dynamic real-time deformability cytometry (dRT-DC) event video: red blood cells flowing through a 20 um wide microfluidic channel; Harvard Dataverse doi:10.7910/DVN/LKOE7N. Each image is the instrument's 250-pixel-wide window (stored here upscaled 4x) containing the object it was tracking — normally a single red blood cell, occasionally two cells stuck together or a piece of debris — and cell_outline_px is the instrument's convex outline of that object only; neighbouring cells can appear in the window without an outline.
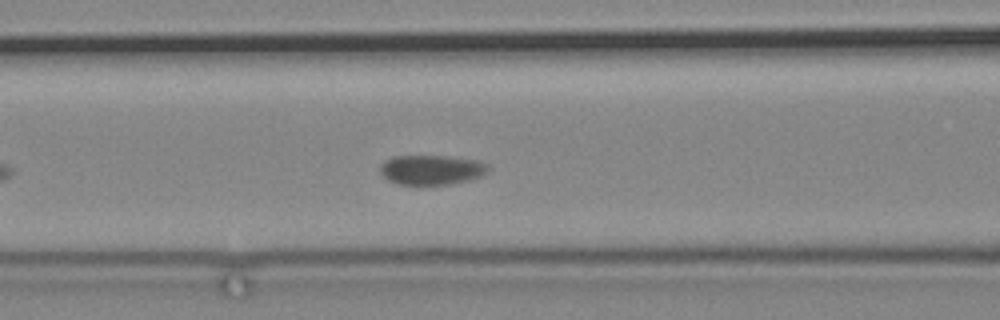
{"species": "common noctule bat (a hibernating species)", "species_latin": "Nyctalus noctula", "temperature_condition": "cold", "stored_images_in_passage": 12, "camera_frame_rate_fps": 3000, "um_per_image_px": 0.085, "animal": {"sex": "male", "body_mass_g": 19.2, "forearm_length_mm": 51.8}, "frame": {"image": 1, "passage_image": 7, "time_ms": 2.0, "image_size_px": [1000, 320], "cell_outline_px": [[488, 172], [480, 176], [468, 180], [448, 184], [400, 184], [388, 180], [380, 172], [380, 164], [384, 160], [392, 156], [448, 156], [480, 160], [488, 164]], "centroid_in_image_um": [36.68, 14.41], "position_along_channel_um": 129.9, "area_um2": 18.73}}